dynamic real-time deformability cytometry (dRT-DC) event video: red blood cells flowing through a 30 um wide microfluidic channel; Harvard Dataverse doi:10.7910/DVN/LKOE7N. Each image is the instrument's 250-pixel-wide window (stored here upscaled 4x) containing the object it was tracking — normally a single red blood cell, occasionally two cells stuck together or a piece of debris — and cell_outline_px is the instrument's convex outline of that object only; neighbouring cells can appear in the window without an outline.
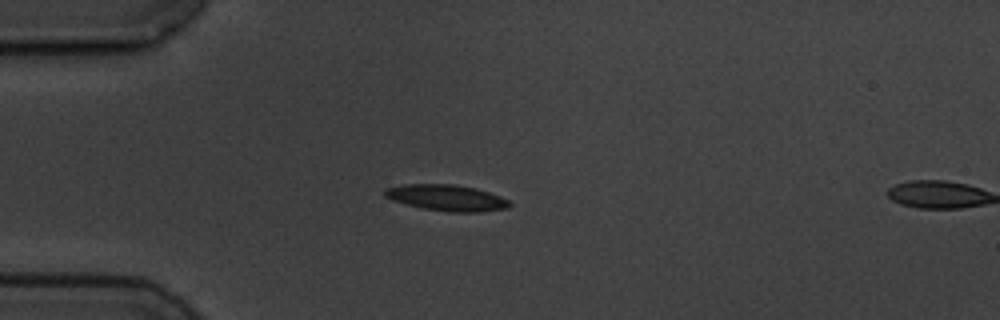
{"species": "common noctule bat (a hibernating species)", "species_latin": "Nyctalus noctula", "temperature_condition": "cold", "stored_images_in_passage": 4, "segment_of_instrument_passage": [1, 2], "camera_frame_rate_fps": 3000, "um_per_image_px": 0.085, "animal": {"sex": "male", "body_mass_g": 19.5, "forearm_length_mm": 54.6}, "frame": {"image": 1, "passage_image": 3, "time_ms": 2.333, "image_size_px": [1000, 320], "cell_outline_px": [[512, 204], [508, 208], [480, 212], [452, 212], [424, 208], [392, 200], [384, 196], [384, 188], [404, 184], [452, 184], [476, 188], [500, 196], [508, 200]], "centroid_in_image_um": [37.97, 16.8], "position_along_channel_um": 47.0, "area_um2": 18.9}}